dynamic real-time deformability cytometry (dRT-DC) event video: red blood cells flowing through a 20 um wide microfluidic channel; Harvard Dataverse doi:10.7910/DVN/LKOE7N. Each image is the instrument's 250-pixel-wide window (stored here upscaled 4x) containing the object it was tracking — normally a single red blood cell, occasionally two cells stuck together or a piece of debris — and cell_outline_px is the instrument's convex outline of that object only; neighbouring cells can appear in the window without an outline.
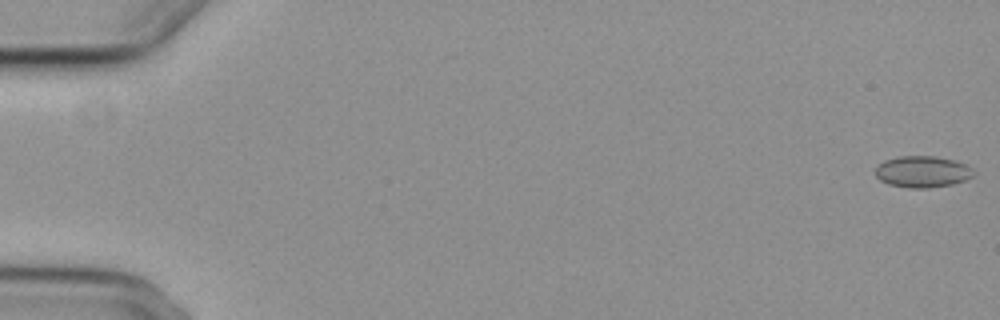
{"species": "common noctule bat (a hibernating species)", "species_latin": "Nyctalus noctula", "temperature_condition": "cold", "stored_images_in_passage": 7, "camera_frame_rate_fps": 3000, "um_per_image_px": 0.085, "animal": {"sex": "female", "body_mass_g": 29.2, "forearm_length_mm": 56.3}, "frame": {"image": 1, "passage_image": 1, "time_ms": 0.0, "image_size_px": [1000, 320], "cell_outline_px": [[976, 172], [972, 176], [964, 180], [952, 184], [928, 188], [908, 188], [888, 184], [880, 180], [876, 176], [876, 168], [884, 160], [896, 156], [936, 156], [952, 160], [964, 164], [972, 168]], "centroid_in_image_um": [78.39, 14.59], "position_along_channel_um": 6.6, "area_um2": 17.98}}
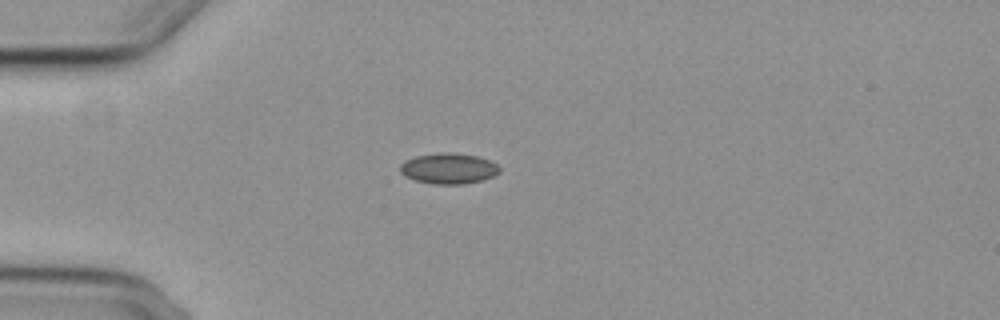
{"frame": {"image": 2, "passage_image": 5, "time_ms": 5.0, "image_size_px": [1000, 320], "cell_outline_px": [[500, 172], [484, 180], [464, 184], [432, 184], [416, 180], [404, 176], [400, 172], [400, 164], [416, 156], [440, 152], [448, 152], [476, 156], [488, 160], [496, 164], [500, 168]], "centroid_in_image_um": [38.13, 14.33], "position_along_channel_um": 46.9, "area_um2": 17.69}}
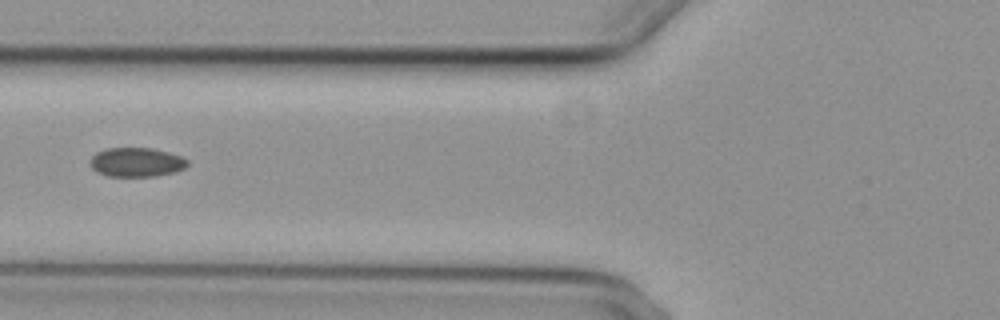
{"frame": {"image": 3, "passage_image": 7, "time_ms": 7.333, "image_size_px": [1000, 320], "cell_outline_px": [[188, 164], [184, 168], [176, 172], [156, 176], [108, 176], [96, 172], [88, 164], [88, 160], [96, 152], [108, 148], [152, 148], [168, 152], [180, 156], [188, 160]], "centroid_in_image_um": [11.56, 13.79], "position_along_channel_um": 114.2, "area_um2": 16.7}}